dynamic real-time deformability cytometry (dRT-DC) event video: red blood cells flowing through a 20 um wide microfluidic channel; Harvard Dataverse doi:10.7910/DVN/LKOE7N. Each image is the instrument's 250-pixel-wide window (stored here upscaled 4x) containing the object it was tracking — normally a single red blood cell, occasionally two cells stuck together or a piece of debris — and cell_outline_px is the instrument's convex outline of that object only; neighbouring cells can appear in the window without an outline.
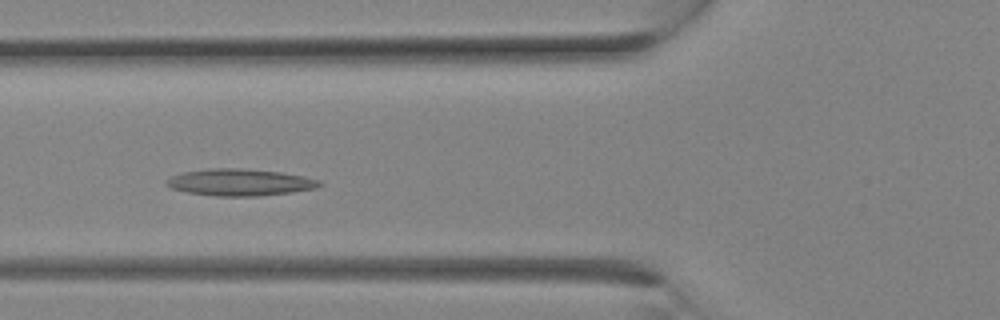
{"species": "Egyptian fruit bat (a non-hibernating species)", "species_latin": "Rousettus aegyptiacus", "temperature_condition": "room temperature", "stored_images_in_passage": 6, "camera_frame_rate_fps": 3000, "um_per_image_px": 0.085, "animal": {"sex": "female"}, "frame": {"image": 1, "passage_image": 3, "time_ms": 0.667, "image_size_px": [1000, 320], "cell_outline_px": [[324, 184], [316, 188], [292, 192], [260, 196], [216, 196], [188, 192], [172, 188], [164, 184], [164, 180], [172, 176], [184, 172], [212, 168], [244, 168], [280, 172], [304, 176], [320, 180]], "centroid_in_image_um": [20.41, 15.49], "position_along_channel_um": 105.4, "area_um2": 23.99}}
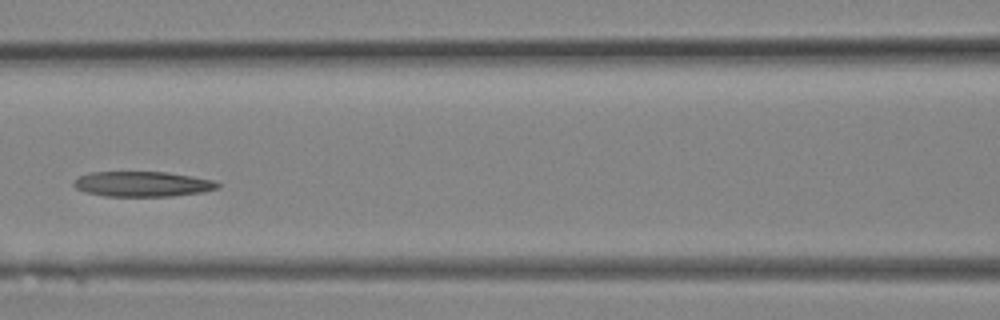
{"frame": {"image": 2, "passage_image": 5, "time_ms": 1.333, "image_size_px": [1000, 320], "cell_outline_px": [[220, 188], [200, 192], [172, 196], [104, 196], [84, 192], [76, 188], [72, 184], [72, 180], [88, 172], [168, 172], [192, 176], [212, 180], [220, 184]], "centroid_in_image_um": [12.06, 15.64], "position_along_channel_um": 154.5, "area_um2": 21.21}}